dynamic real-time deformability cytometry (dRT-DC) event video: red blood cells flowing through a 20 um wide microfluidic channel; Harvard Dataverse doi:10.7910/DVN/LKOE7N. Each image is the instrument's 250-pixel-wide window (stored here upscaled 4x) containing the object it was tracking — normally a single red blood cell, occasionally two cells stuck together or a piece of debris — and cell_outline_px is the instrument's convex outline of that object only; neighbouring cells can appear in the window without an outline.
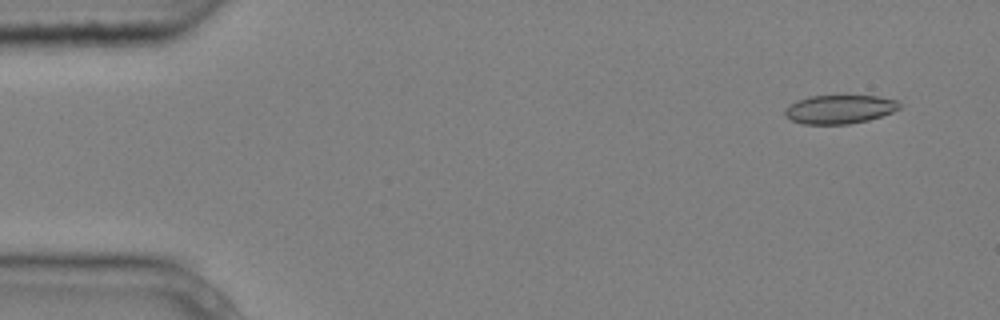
{"species": "common noctule bat (a hibernating species)", "species_latin": "Nyctalus noctula", "temperature_condition": "cold", "stored_images_in_passage": 5, "camera_frame_rate_fps": 3000, "um_per_image_px": 0.085, "animal": {"sex": "male", "body_mass_g": 20.4}, "frame": {"image": 1, "passage_image": 1, "time_ms": 0.0, "image_size_px": [1000, 320], "cell_outline_px": [[900, 108], [892, 112], [868, 120], [848, 124], [804, 124], [792, 120], [784, 116], [784, 108], [796, 100], [808, 96], [880, 96], [896, 100], [900, 104]], "centroid_in_image_um": [71.33, 9.28], "position_along_channel_um": 13.7, "area_um2": 19.19}}
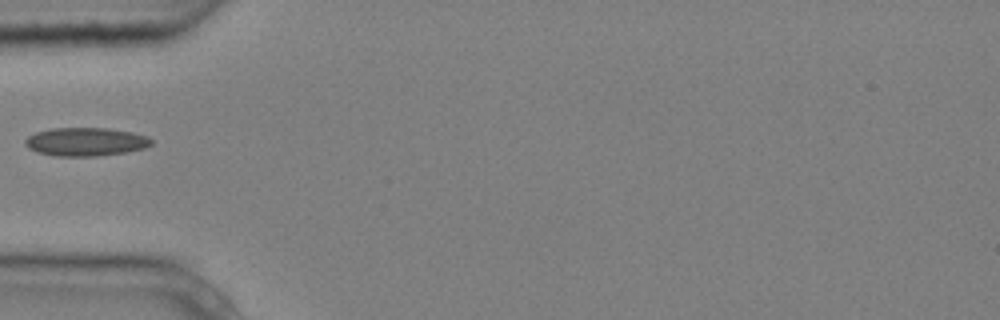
{"frame": {"image": 2, "passage_image": 4, "time_ms": 1.0, "image_size_px": [1000, 320], "cell_outline_px": [[152, 144], [144, 148], [124, 152], [96, 156], [56, 156], [36, 152], [28, 148], [24, 144], [24, 140], [28, 136], [36, 132], [48, 128], [108, 128], [132, 132], [148, 136], [152, 140]], "centroid_in_image_um": [7.25, 12.04], "position_along_channel_um": 77.8, "area_um2": 20.98}}
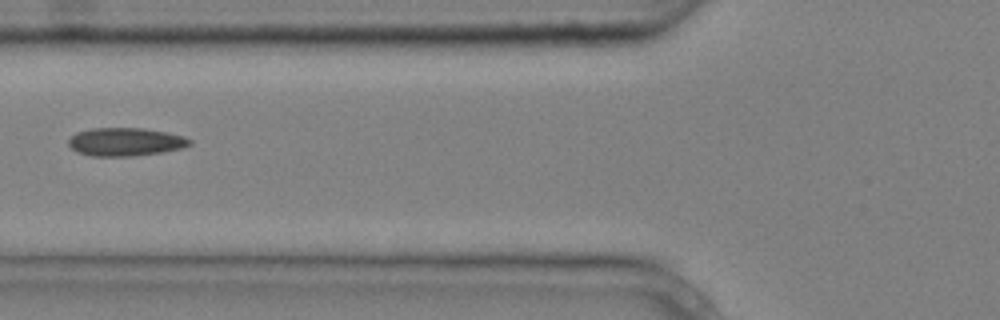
{"frame": {"image": 3, "passage_image": 5, "time_ms": 1.333, "image_size_px": [1000, 320], "cell_outline_px": [[192, 144], [184, 148], [160, 152], [132, 156], [92, 156], [76, 152], [68, 144], [68, 140], [76, 132], [92, 128], [144, 128], [168, 132], [184, 136], [192, 140]], "centroid_in_image_um": [10.68, 12.05], "position_along_channel_um": 115.1, "area_um2": 20.06}}